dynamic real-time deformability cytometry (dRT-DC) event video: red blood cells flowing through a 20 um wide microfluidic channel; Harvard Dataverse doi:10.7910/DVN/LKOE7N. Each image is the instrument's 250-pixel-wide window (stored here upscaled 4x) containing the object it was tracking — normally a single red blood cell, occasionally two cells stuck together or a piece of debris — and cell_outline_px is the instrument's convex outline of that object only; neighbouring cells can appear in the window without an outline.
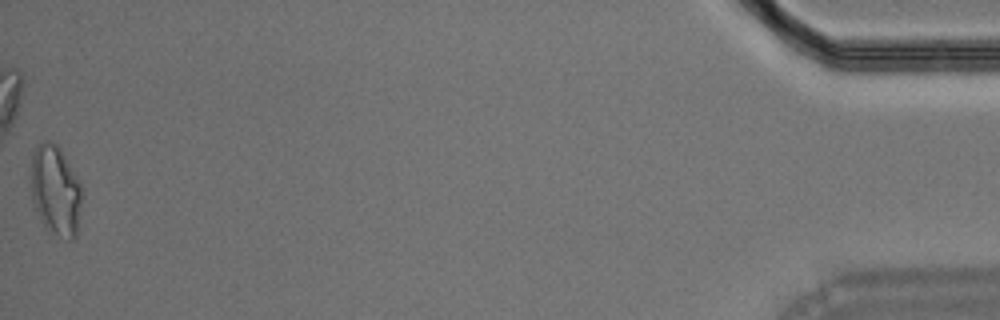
{"species": "Egyptian fruit bat (a non-hibernating species)", "species_latin": "Rousettus aegyptiacus", "temperature_condition": "room temperature", "stored_images_in_passage": 47, "camera_frame_rate_fps": 3000, "um_per_image_px": 0.085, "animal": {"sex": "male"}, "frame": {"image": 1, "passage_image": 47, "time_ms": 15.333, "image_size_px": [1000, 320], "cell_outline_px": [[84, 188], [76, 236], [72, 240], [68, 240], [48, 232], [44, 228], [40, 220], [32, 200], [32, 152], [44, 140], [48, 140], [56, 144], [60, 148]], "centroid_in_image_um": [4.75, 16.23], "position_along_channel_um": 430.4, "area_um2": 27.17}}